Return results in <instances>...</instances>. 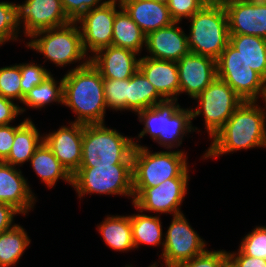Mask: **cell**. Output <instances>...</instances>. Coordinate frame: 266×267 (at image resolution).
Masks as SVG:
<instances>
[{
    "mask_svg": "<svg viewBox=\"0 0 266 267\" xmlns=\"http://www.w3.org/2000/svg\"><path fill=\"white\" fill-rule=\"evenodd\" d=\"M256 102H242L212 137L203 159L216 158L241 149L266 148V110Z\"/></svg>",
    "mask_w": 266,
    "mask_h": 267,
    "instance_id": "6da1fadb",
    "label": "cell"
},
{
    "mask_svg": "<svg viewBox=\"0 0 266 267\" xmlns=\"http://www.w3.org/2000/svg\"><path fill=\"white\" fill-rule=\"evenodd\" d=\"M63 105L76 114L75 123L104 124L103 78L91 61L76 65L63 76Z\"/></svg>",
    "mask_w": 266,
    "mask_h": 267,
    "instance_id": "7a4b0ae2",
    "label": "cell"
},
{
    "mask_svg": "<svg viewBox=\"0 0 266 267\" xmlns=\"http://www.w3.org/2000/svg\"><path fill=\"white\" fill-rule=\"evenodd\" d=\"M134 143L132 176L134 199L145 189L158 186L169 178H190L187 156L182 150L153 152Z\"/></svg>",
    "mask_w": 266,
    "mask_h": 267,
    "instance_id": "3957f363",
    "label": "cell"
},
{
    "mask_svg": "<svg viewBox=\"0 0 266 267\" xmlns=\"http://www.w3.org/2000/svg\"><path fill=\"white\" fill-rule=\"evenodd\" d=\"M136 115L139 122L144 124L138 139L149 134L153 141L168 150L181 146L186 133L196 132L198 129L191 124V108H181L177 102L153 106L139 111Z\"/></svg>",
    "mask_w": 266,
    "mask_h": 267,
    "instance_id": "277c9868",
    "label": "cell"
},
{
    "mask_svg": "<svg viewBox=\"0 0 266 267\" xmlns=\"http://www.w3.org/2000/svg\"><path fill=\"white\" fill-rule=\"evenodd\" d=\"M133 142L105 123L84 125L80 167L132 164Z\"/></svg>",
    "mask_w": 266,
    "mask_h": 267,
    "instance_id": "5b68a950",
    "label": "cell"
},
{
    "mask_svg": "<svg viewBox=\"0 0 266 267\" xmlns=\"http://www.w3.org/2000/svg\"><path fill=\"white\" fill-rule=\"evenodd\" d=\"M187 40L191 53L219 58L229 43L228 17L221 4L206 3L189 18Z\"/></svg>",
    "mask_w": 266,
    "mask_h": 267,
    "instance_id": "8992f818",
    "label": "cell"
},
{
    "mask_svg": "<svg viewBox=\"0 0 266 267\" xmlns=\"http://www.w3.org/2000/svg\"><path fill=\"white\" fill-rule=\"evenodd\" d=\"M30 38L31 40L26 42L27 47L43 54L45 61L48 59L56 67H64L78 61L87 64L90 61L83 49L81 31L76 21L39 31Z\"/></svg>",
    "mask_w": 266,
    "mask_h": 267,
    "instance_id": "52a82bcc",
    "label": "cell"
},
{
    "mask_svg": "<svg viewBox=\"0 0 266 267\" xmlns=\"http://www.w3.org/2000/svg\"><path fill=\"white\" fill-rule=\"evenodd\" d=\"M72 187L79 198L86 194L125 195L133 198L132 164L79 167L72 175Z\"/></svg>",
    "mask_w": 266,
    "mask_h": 267,
    "instance_id": "ba28073f",
    "label": "cell"
},
{
    "mask_svg": "<svg viewBox=\"0 0 266 267\" xmlns=\"http://www.w3.org/2000/svg\"><path fill=\"white\" fill-rule=\"evenodd\" d=\"M194 100L197 108L192 110V119L204 116L205 128L213 137L229 120L244 101L226 82L215 78Z\"/></svg>",
    "mask_w": 266,
    "mask_h": 267,
    "instance_id": "9c48e42d",
    "label": "cell"
},
{
    "mask_svg": "<svg viewBox=\"0 0 266 267\" xmlns=\"http://www.w3.org/2000/svg\"><path fill=\"white\" fill-rule=\"evenodd\" d=\"M216 68L217 78L226 82L244 101L263 98L266 81L251 69L230 43L216 60Z\"/></svg>",
    "mask_w": 266,
    "mask_h": 267,
    "instance_id": "30bf717a",
    "label": "cell"
},
{
    "mask_svg": "<svg viewBox=\"0 0 266 267\" xmlns=\"http://www.w3.org/2000/svg\"><path fill=\"white\" fill-rule=\"evenodd\" d=\"M206 250V242L191 227L183 213L174 215L165 233L161 259L165 267H176Z\"/></svg>",
    "mask_w": 266,
    "mask_h": 267,
    "instance_id": "8fae6325",
    "label": "cell"
},
{
    "mask_svg": "<svg viewBox=\"0 0 266 267\" xmlns=\"http://www.w3.org/2000/svg\"><path fill=\"white\" fill-rule=\"evenodd\" d=\"M116 7H122L120 0H109L88 10L76 21L80 25L82 46L87 55L89 51L94 55L98 50L112 45L113 22L120 11Z\"/></svg>",
    "mask_w": 266,
    "mask_h": 267,
    "instance_id": "7c38bea8",
    "label": "cell"
},
{
    "mask_svg": "<svg viewBox=\"0 0 266 267\" xmlns=\"http://www.w3.org/2000/svg\"><path fill=\"white\" fill-rule=\"evenodd\" d=\"M190 178H169L158 186L145 188L134 200L138 212L181 214L180 205L187 194Z\"/></svg>",
    "mask_w": 266,
    "mask_h": 267,
    "instance_id": "4fadbf2b",
    "label": "cell"
},
{
    "mask_svg": "<svg viewBox=\"0 0 266 267\" xmlns=\"http://www.w3.org/2000/svg\"><path fill=\"white\" fill-rule=\"evenodd\" d=\"M62 7L61 0H26L18 4V26L24 24L23 33L31 37L33 34L50 28L70 23Z\"/></svg>",
    "mask_w": 266,
    "mask_h": 267,
    "instance_id": "5bb4252c",
    "label": "cell"
},
{
    "mask_svg": "<svg viewBox=\"0 0 266 267\" xmlns=\"http://www.w3.org/2000/svg\"><path fill=\"white\" fill-rule=\"evenodd\" d=\"M225 7L229 34L259 36L266 39V2L233 0Z\"/></svg>",
    "mask_w": 266,
    "mask_h": 267,
    "instance_id": "9a60e30c",
    "label": "cell"
},
{
    "mask_svg": "<svg viewBox=\"0 0 266 267\" xmlns=\"http://www.w3.org/2000/svg\"><path fill=\"white\" fill-rule=\"evenodd\" d=\"M43 136V141L51 149L59 162L73 175L80 167L84 124L70 122Z\"/></svg>",
    "mask_w": 266,
    "mask_h": 267,
    "instance_id": "2e32d148",
    "label": "cell"
},
{
    "mask_svg": "<svg viewBox=\"0 0 266 267\" xmlns=\"http://www.w3.org/2000/svg\"><path fill=\"white\" fill-rule=\"evenodd\" d=\"M178 67L180 94L187 93L195 99L216 77V60L189 53L176 62Z\"/></svg>",
    "mask_w": 266,
    "mask_h": 267,
    "instance_id": "e0dca14e",
    "label": "cell"
},
{
    "mask_svg": "<svg viewBox=\"0 0 266 267\" xmlns=\"http://www.w3.org/2000/svg\"><path fill=\"white\" fill-rule=\"evenodd\" d=\"M179 23L173 22L146 35L145 47L150 53L146 57L177 62L191 52L187 34L178 26Z\"/></svg>",
    "mask_w": 266,
    "mask_h": 267,
    "instance_id": "ac0fdd59",
    "label": "cell"
},
{
    "mask_svg": "<svg viewBox=\"0 0 266 267\" xmlns=\"http://www.w3.org/2000/svg\"><path fill=\"white\" fill-rule=\"evenodd\" d=\"M0 203L11 205L22 215H27L36 203L22 171L3 161H0Z\"/></svg>",
    "mask_w": 266,
    "mask_h": 267,
    "instance_id": "d6986e66",
    "label": "cell"
},
{
    "mask_svg": "<svg viewBox=\"0 0 266 267\" xmlns=\"http://www.w3.org/2000/svg\"><path fill=\"white\" fill-rule=\"evenodd\" d=\"M138 54L130 49L110 45L90 56L91 63L100 71L102 78L128 79L139 69Z\"/></svg>",
    "mask_w": 266,
    "mask_h": 267,
    "instance_id": "ffe728a7",
    "label": "cell"
},
{
    "mask_svg": "<svg viewBox=\"0 0 266 267\" xmlns=\"http://www.w3.org/2000/svg\"><path fill=\"white\" fill-rule=\"evenodd\" d=\"M139 70L167 102H177L180 81L176 62L143 56L139 58Z\"/></svg>",
    "mask_w": 266,
    "mask_h": 267,
    "instance_id": "44dd1931",
    "label": "cell"
},
{
    "mask_svg": "<svg viewBox=\"0 0 266 267\" xmlns=\"http://www.w3.org/2000/svg\"><path fill=\"white\" fill-rule=\"evenodd\" d=\"M120 3L145 35L175 22L165 3L155 0H120Z\"/></svg>",
    "mask_w": 266,
    "mask_h": 267,
    "instance_id": "7402d4cb",
    "label": "cell"
},
{
    "mask_svg": "<svg viewBox=\"0 0 266 267\" xmlns=\"http://www.w3.org/2000/svg\"><path fill=\"white\" fill-rule=\"evenodd\" d=\"M43 135H40L37 127L31 119L26 118L15 126V137L8 157L3 161L14 167L29 162L35 150L43 142Z\"/></svg>",
    "mask_w": 266,
    "mask_h": 267,
    "instance_id": "603a6c76",
    "label": "cell"
},
{
    "mask_svg": "<svg viewBox=\"0 0 266 267\" xmlns=\"http://www.w3.org/2000/svg\"><path fill=\"white\" fill-rule=\"evenodd\" d=\"M30 163L41 182L52 188L61 179L72 186V175L54 156L51 149L43 141L30 158Z\"/></svg>",
    "mask_w": 266,
    "mask_h": 267,
    "instance_id": "cb8c5ba5",
    "label": "cell"
},
{
    "mask_svg": "<svg viewBox=\"0 0 266 267\" xmlns=\"http://www.w3.org/2000/svg\"><path fill=\"white\" fill-rule=\"evenodd\" d=\"M97 229L104 242L115 251H130L135 248L132 238L130 215H108Z\"/></svg>",
    "mask_w": 266,
    "mask_h": 267,
    "instance_id": "d4e9b609",
    "label": "cell"
},
{
    "mask_svg": "<svg viewBox=\"0 0 266 267\" xmlns=\"http://www.w3.org/2000/svg\"><path fill=\"white\" fill-rule=\"evenodd\" d=\"M166 102L139 69L128 78L127 110L138 113Z\"/></svg>",
    "mask_w": 266,
    "mask_h": 267,
    "instance_id": "484cf974",
    "label": "cell"
},
{
    "mask_svg": "<svg viewBox=\"0 0 266 267\" xmlns=\"http://www.w3.org/2000/svg\"><path fill=\"white\" fill-rule=\"evenodd\" d=\"M229 43L245 62L266 81V39L242 34H229Z\"/></svg>",
    "mask_w": 266,
    "mask_h": 267,
    "instance_id": "4316f807",
    "label": "cell"
},
{
    "mask_svg": "<svg viewBox=\"0 0 266 267\" xmlns=\"http://www.w3.org/2000/svg\"><path fill=\"white\" fill-rule=\"evenodd\" d=\"M118 9L120 11L115 15L113 22L112 45L139 54L145 45L146 35L122 7Z\"/></svg>",
    "mask_w": 266,
    "mask_h": 267,
    "instance_id": "83f0119b",
    "label": "cell"
},
{
    "mask_svg": "<svg viewBox=\"0 0 266 267\" xmlns=\"http://www.w3.org/2000/svg\"><path fill=\"white\" fill-rule=\"evenodd\" d=\"M30 242L27 232L19 224L0 233V267L17 265Z\"/></svg>",
    "mask_w": 266,
    "mask_h": 267,
    "instance_id": "f1b7e54d",
    "label": "cell"
},
{
    "mask_svg": "<svg viewBox=\"0 0 266 267\" xmlns=\"http://www.w3.org/2000/svg\"><path fill=\"white\" fill-rule=\"evenodd\" d=\"M131 217L132 238L135 248L140 244L164 246L162 222L159 215L133 214ZM163 238V240H162ZM163 241V242H162Z\"/></svg>",
    "mask_w": 266,
    "mask_h": 267,
    "instance_id": "f546056e",
    "label": "cell"
},
{
    "mask_svg": "<svg viewBox=\"0 0 266 267\" xmlns=\"http://www.w3.org/2000/svg\"><path fill=\"white\" fill-rule=\"evenodd\" d=\"M57 82L53 75L50 74L42 83L34 86L24 96L21 103L35 109H40L53 102L63 104V78L59 83Z\"/></svg>",
    "mask_w": 266,
    "mask_h": 267,
    "instance_id": "4dcf8cb0",
    "label": "cell"
},
{
    "mask_svg": "<svg viewBox=\"0 0 266 267\" xmlns=\"http://www.w3.org/2000/svg\"><path fill=\"white\" fill-rule=\"evenodd\" d=\"M18 4L0 2V46L19 37Z\"/></svg>",
    "mask_w": 266,
    "mask_h": 267,
    "instance_id": "1f68e13d",
    "label": "cell"
},
{
    "mask_svg": "<svg viewBox=\"0 0 266 267\" xmlns=\"http://www.w3.org/2000/svg\"><path fill=\"white\" fill-rule=\"evenodd\" d=\"M20 64L0 68V96L12 101H23Z\"/></svg>",
    "mask_w": 266,
    "mask_h": 267,
    "instance_id": "d6a6232c",
    "label": "cell"
},
{
    "mask_svg": "<svg viewBox=\"0 0 266 267\" xmlns=\"http://www.w3.org/2000/svg\"><path fill=\"white\" fill-rule=\"evenodd\" d=\"M106 107L111 110H127L128 79L103 78Z\"/></svg>",
    "mask_w": 266,
    "mask_h": 267,
    "instance_id": "836d02e7",
    "label": "cell"
},
{
    "mask_svg": "<svg viewBox=\"0 0 266 267\" xmlns=\"http://www.w3.org/2000/svg\"><path fill=\"white\" fill-rule=\"evenodd\" d=\"M239 249L245 255L266 260V226H256L244 236Z\"/></svg>",
    "mask_w": 266,
    "mask_h": 267,
    "instance_id": "e575fe53",
    "label": "cell"
},
{
    "mask_svg": "<svg viewBox=\"0 0 266 267\" xmlns=\"http://www.w3.org/2000/svg\"><path fill=\"white\" fill-rule=\"evenodd\" d=\"M21 73V92L25 96L34 86L42 83L51 72L48 71L41 64L34 63H20Z\"/></svg>",
    "mask_w": 266,
    "mask_h": 267,
    "instance_id": "d590c367",
    "label": "cell"
},
{
    "mask_svg": "<svg viewBox=\"0 0 266 267\" xmlns=\"http://www.w3.org/2000/svg\"><path fill=\"white\" fill-rule=\"evenodd\" d=\"M206 3V0H169L167 6L172 19L181 22L183 18L192 17Z\"/></svg>",
    "mask_w": 266,
    "mask_h": 267,
    "instance_id": "8d00e7d4",
    "label": "cell"
},
{
    "mask_svg": "<svg viewBox=\"0 0 266 267\" xmlns=\"http://www.w3.org/2000/svg\"><path fill=\"white\" fill-rule=\"evenodd\" d=\"M227 258L228 254L225 250L210 251L206 249L203 253L178 264L176 267H220Z\"/></svg>",
    "mask_w": 266,
    "mask_h": 267,
    "instance_id": "74e56055",
    "label": "cell"
},
{
    "mask_svg": "<svg viewBox=\"0 0 266 267\" xmlns=\"http://www.w3.org/2000/svg\"><path fill=\"white\" fill-rule=\"evenodd\" d=\"M109 0H61L65 14L71 21H77L88 10L107 3Z\"/></svg>",
    "mask_w": 266,
    "mask_h": 267,
    "instance_id": "f35d334b",
    "label": "cell"
},
{
    "mask_svg": "<svg viewBox=\"0 0 266 267\" xmlns=\"http://www.w3.org/2000/svg\"><path fill=\"white\" fill-rule=\"evenodd\" d=\"M25 111V108H21L14 101L0 96V126L12 123L18 115Z\"/></svg>",
    "mask_w": 266,
    "mask_h": 267,
    "instance_id": "ab89813d",
    "label": "cell"
},
{
    "mask_svg": "<svg viewBox=\"0 0 266 267\" xmlns=\"http://www.w3.org/2000/svg\"><path fill=\"white\" fill-rule=\"evenodd\" d=\"M15 137V126L11 124L0 126V161H4L12 148Z\"/></svg>",
    "mask_w": 266,
    "mask_h": 267,
    "instance_id": "60d3db41",
    "label": "cell"
},
{
    "mask_svg": "<svg viewBox=\"0 0 266 267\" xmlns=\"http://www.w3.org/2000/svg\"><path fill=\"white\" fill-rule=\"evenodd\" d=\"M228 258L236 267H266V260L245 255L240 249L238 252H227Z\"/></svg>",
    "mask_w": 266,
    "mask_h": 267,
    "instance_id": "b9f144b4",
    "label": "cell"
},
{
    "mask_svg": "<svg viewBox=\"0 0 266 267\" xmlns=\"http://www.w3.org/2000/svg\"><path fill=\"white\" fill-rule=\"evenodd\" d=\"M21 214L16 208L11 205L0 203V233L14 227V216Z\"/></svg>",
    "mask_w": 266,
    "mask_h": 267,
    "instance_id": "7bdbcfd3",
    "label": "cell"
},
{
    "mask_svg": "<svg viewBox=\"0 0 266 267\" xmlns=\"http://www.w3.org/2000/svg\"><path fill=\"white\" fill-rule=\"evenodd\" d=\"M230 1H233V0H206L207 3H210V4H221V5H224V4H226L227 2H230Z\"/></svg>",
    "mask_w": 266,
    "mask_h": 267,
    "instance_id": "ee69618b",
    "label": "cell"
},
{
    "mask_svg": "<svg viewBox=\"0 0 266 267\" xmlns=\"http://www.w3.org/2000/svg\"><path fill=\"white\" fill-rule=\"evenodd\" d=\"M220 267H236L233 262L227 258L221 265Z\"/></svg>",
    "mask_w": 266,
    "mask_h": 267,
    "instance_id": "f6af8a7d",
    "label": "cell"
},
{
    "mask_svg": "<svg viewBox=\"0 0 266 267\" xmlns=\"http://www.w3.org/2000/svg\"><path fill=\"white\" fill-rule=\"evenodd\" d=\"M158 266H159L158 263L155 262V263L149 265L148 267H158ZM125 267H132V266H131V265H127V266H125Z\"/></svg>",
    "mask_w": 266,
    "mask_h": 267,
    "instance_id": "bcb514c9",
    "label": "cell"
},
{
    "mask_svg": "<svg viewBox=\"0 0 266 267\" xmlns=\"http://www.w3.org/2000/svg\"><path fill=\"white\" fill-rule=\"evenodd\" d=\"M262 100L265 102V110H266V87H265V91H264V95H263Z\"/></svg>",
    "mask_w": 266,
    "mask_h": 267,
    "instance_id": "7dc6e473",
    "label": "cell"
},
{
    "mask_svg": "<svg viewBox=\"0 0 266 267\" xmlns=\"http://www.w3.org/2000/svg\"><path fill=\"white\" fill-rule=\"evenodd\" d=\"M155 1L167 4L169 0H155Z\"/></svg>",
    "mask_w": 266,
    "mask_h": 267,
    "instance_id": "c3c4849f",
    "label": "cell"
},
{
    "mask_svg": "<svg viewBox=\"0 0 266 267\" xmlns=\"http://www.w3.org/2000/svg\"><path fill=\"white\" fill-rule=\"evenodd\" d=\"M249 1H252V2H266V0H249Z\"/></svg>",
    "mask_w": 266,
    "mask_h": 267,
    "instance_id": "681fc988",
    "label": "cell"
}]
</instances>
